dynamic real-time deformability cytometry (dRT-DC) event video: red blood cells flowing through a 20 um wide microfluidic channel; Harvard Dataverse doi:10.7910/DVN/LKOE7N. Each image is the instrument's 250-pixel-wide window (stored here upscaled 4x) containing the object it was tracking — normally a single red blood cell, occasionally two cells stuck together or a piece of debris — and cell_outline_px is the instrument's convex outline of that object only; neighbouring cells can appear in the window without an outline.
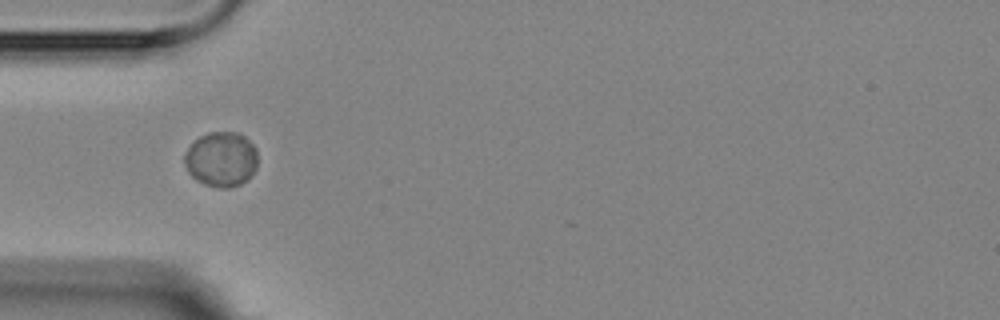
{"species": "Egyptian fruit bat (a non-hibernating species)", "species_latin": "Rousettus aegyptiacus", "temperature_condition": "room temperature", "stored_images_in_passage": 3, "camera_frame_rate_fps": 3000, "um_per_image_px": 0.085, "animal": {"sex": "female"}, "frame": {"image": 1, "passage_image": 1, "time_ms": 0.0, "image_size_px": [1000, 320], "cell_outline_px": [[256, 168], [240, 184], [228, 188], [216, 188], [204, 184], [196, 180], [188, 172], [184, 164], [184, 156], [188, 148], [200, 136], [208, 132], [236, 132], [244, 136], [256, 148]], "centroid_in_image_um": [18.77, 13.54], "position_along_channel_um": 66.2, "area_um2": 23.24}}
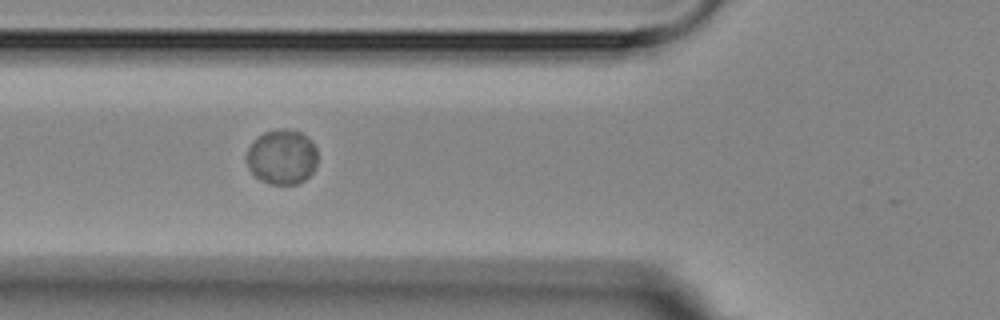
{"frame": {"image": 2, "passage_image": 2, "time_ms": 1.0, "image_size_px": [1000, 320], "cell_outline_px": [[316, 164], [312, 172], [304, 180], [296, 184], [268, 184], [260, 180], [248, 168], [244, 156], [252, 140], [264, 132], [284, 128], [300, 132], [312, 140], [316, 148]], "centroid_in_image_um": [23.93, 13.33], "position_along_channel_um": 101.9, "area_um2": 22.95}}